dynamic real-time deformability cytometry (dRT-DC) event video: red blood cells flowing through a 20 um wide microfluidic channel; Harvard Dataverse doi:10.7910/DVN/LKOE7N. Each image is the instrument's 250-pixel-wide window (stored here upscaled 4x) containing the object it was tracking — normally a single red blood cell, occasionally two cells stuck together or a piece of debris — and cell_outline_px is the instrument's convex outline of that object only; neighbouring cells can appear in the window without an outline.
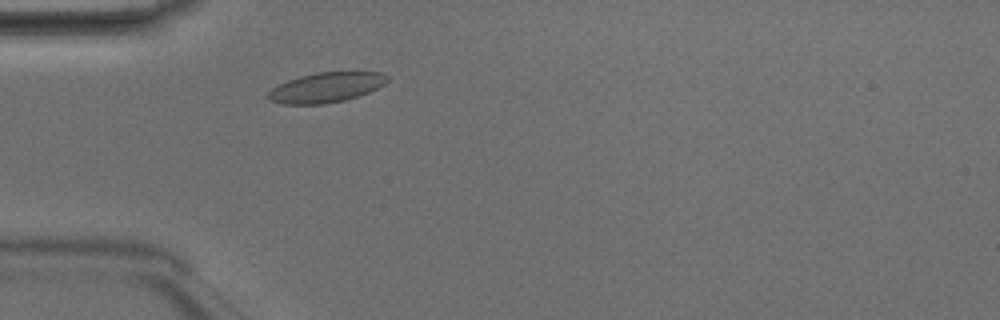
{"species": "Egyptian fruit bat (a non-hibernating species)", "species_latin": "Rousettus aegyptiacus", "temperature_condition": "room temperature", "stored_images_in_passage": 1, "camera_frame_rate_fps": 3000, "um_per_image_px": 0.085, "animal": {"sex": "male"}, "frame": {"image": 1, "passage_image": 1, "time_ms": 0.0, "image_size_px": [1000, 320], "cell_outline_px": [[388, 80], [384, 84], [368, 92], [344, 100], [324, 104], [280, 104], [268, 100], [264, 96], [272, 88], [288, 80], [300, 76], [316, 72], [380, 72], [388, 76]], "centroid_in_image_um": [27.66, 7.44], "position_along_channel_um": 57.3, "area_um2": 20.75}}